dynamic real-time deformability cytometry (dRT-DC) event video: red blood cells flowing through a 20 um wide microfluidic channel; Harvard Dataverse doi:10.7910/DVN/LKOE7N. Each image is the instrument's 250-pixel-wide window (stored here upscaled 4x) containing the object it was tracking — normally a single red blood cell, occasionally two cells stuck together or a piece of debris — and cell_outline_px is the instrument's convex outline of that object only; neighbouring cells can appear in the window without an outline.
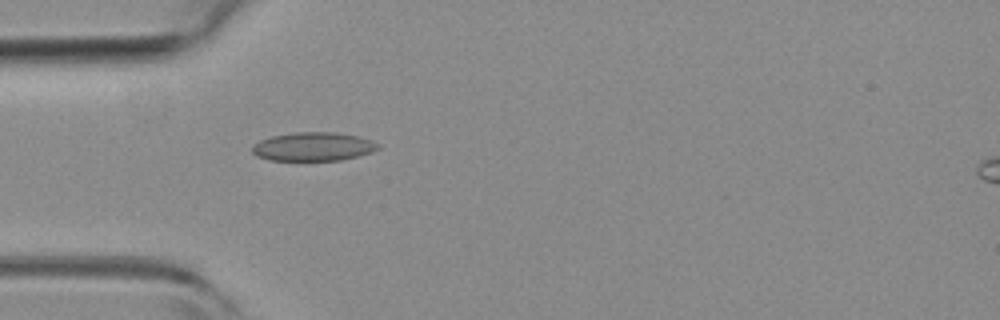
{"species": "common noctule bat (a hibernating species)", "species_latin": "Nyctalus noctula", "temperature_condition": "room temperature", "stored_images_in_passage": 5, "camera_frame_rate_fps": 3000, "um_per_image_px": 0.085, "animal": {"sex": "female", "body_mass_g": 19.3, "forearm_length_mm": 54.1}, "frame": {"image": 1, "passage_image": 5, "time_ms": 1.333, "image_size_px": [1000, 320], "cell_outline_px": [[380, 148], [372, 152], [340, 160], [268, 160], [256, 156], [252, 152], [252, 144], [260, 140], [272, 136], [296, 132], [336, 132], [360, 136], [372, 140], [380, 144]], "centroid_in_image_um": [26.63, 12.45], "position_along_channel_um": 58.4, "area_um2": 21.15}}